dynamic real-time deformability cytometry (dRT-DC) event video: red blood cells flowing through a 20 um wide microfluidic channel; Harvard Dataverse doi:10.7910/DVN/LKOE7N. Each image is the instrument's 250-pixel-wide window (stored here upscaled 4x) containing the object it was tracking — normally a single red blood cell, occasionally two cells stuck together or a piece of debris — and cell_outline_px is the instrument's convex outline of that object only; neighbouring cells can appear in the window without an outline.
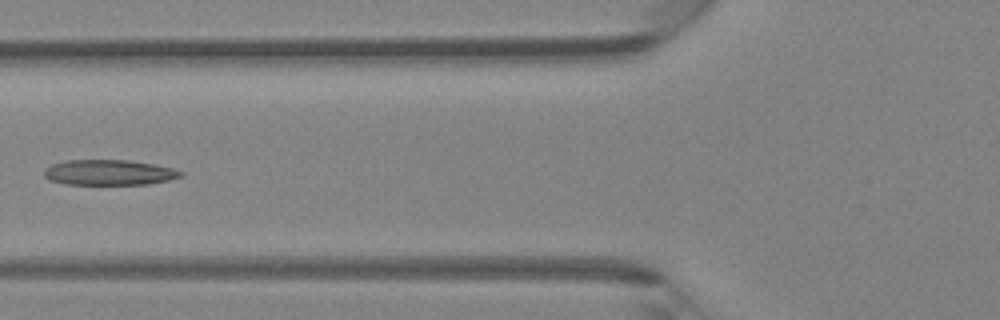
{"species": "Egyptian fruit bat (a non-hibernating species)", "species_latin": "Rousettus aegyptiacus", "temperature_condition": "room temperature", "stored_images_in_passage": 5, "camera_frame_rate_fps": 3000, "um_per_image_px": 0.085, "animal": {"sex": "female"}, "frame": {"image": 1, "passage_image": 4, "time_ms": 3.667, "image_size_px": [1000, 320], "cell_outline_px": [[184, 176], [168, 180], [148, 184], [64, 184], [48, 180], [44, 176], [44, 168], [52, 164], [68, 160], [128, 160], [152, 164], [172, 168], [184, 172]], "centroid_in_image_um": [9.25, 14.66], "position_along_channel_um": 116.5, "area_um2": 20.23}}
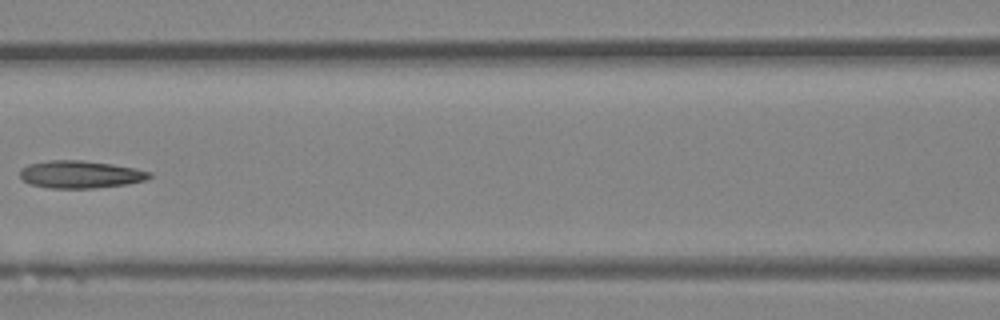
{"frame": {"image": 2, "passage_image": 5, "time_ms": 4.667, "image_size_px": [1000, 320], "cell_outline_px": [[152, 176], [144, 180], [128, 184], [96, 188], [48, 188], [32, 184], [24, 180], [20, 176], [20, 168], [28, 164], [52, 160], [80, 160], [112, 164], [136, 168], [152, 172]], "centroid_in_image_um": [6.85, 14.82], "position_along_channel_um": 159.8, "area_um2": 20.75}}